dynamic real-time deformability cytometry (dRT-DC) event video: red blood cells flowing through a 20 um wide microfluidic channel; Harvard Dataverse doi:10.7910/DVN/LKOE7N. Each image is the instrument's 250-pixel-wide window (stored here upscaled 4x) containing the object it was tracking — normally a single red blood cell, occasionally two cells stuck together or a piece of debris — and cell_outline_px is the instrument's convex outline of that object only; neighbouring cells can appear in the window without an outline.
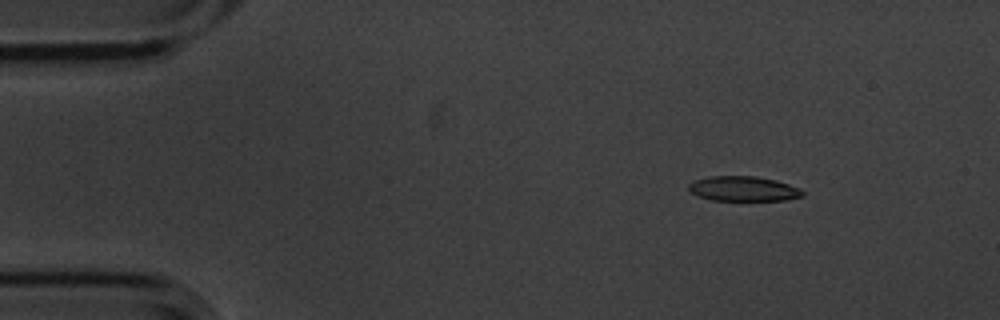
{"species": "common noctule bat (a hibernating species)", "species_latin": "Nyctalus noctula", "temperature_condition": "cold", "stored_images_in_passage": 7, "camera_frame_rate_fps": 3000, "um_per_image_px": 0.085, "animal": {"sex": "male", "body_mass_g": 20.1, "forearm_length_mm": 53.5}, "frame": {"image": 1, "passage_image": 2, "time_ms": 0.333, "image_size_px": [1000, 320], "cell_outline_px": [[804, 196], [784, 200], [712, 200], [688, 192], [688, 184], [692, 180], [708, 176], [756, 176], [776, 180], [800, 188], [804, 192]], "centroid_in_image_um": [63.16, 16.03], "position_along_channel_um": 21.8, "area_um2": 16.65}}
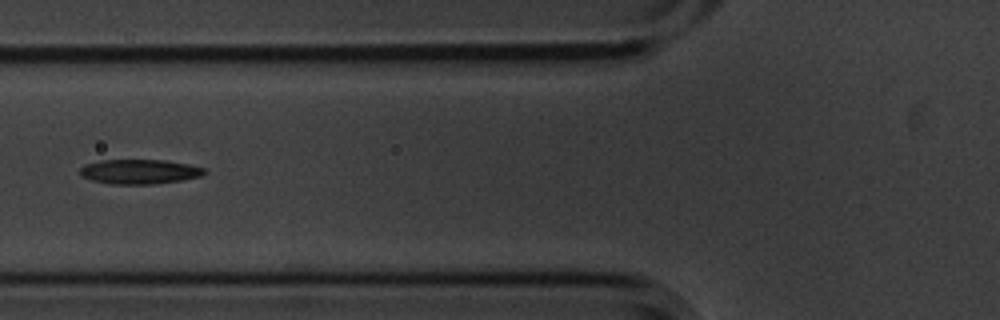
{"frame": {"image": 2, "passage_image": 6, "time_ms": 1.667, "image_size_px": [1000, 320], "cell_outline_px": [[204, 172], [200, 176], [180, 180], [152, 184], [108, 184], [92, 180], [80, 176], [80, 168], [84, 164], [100, 160], [164, 160], [188, 164], [204, 168]], "centroid_in_image_um": [11.78, 14.59], "position_along_channel_um": 114.0, "area_um2": 17.74}}
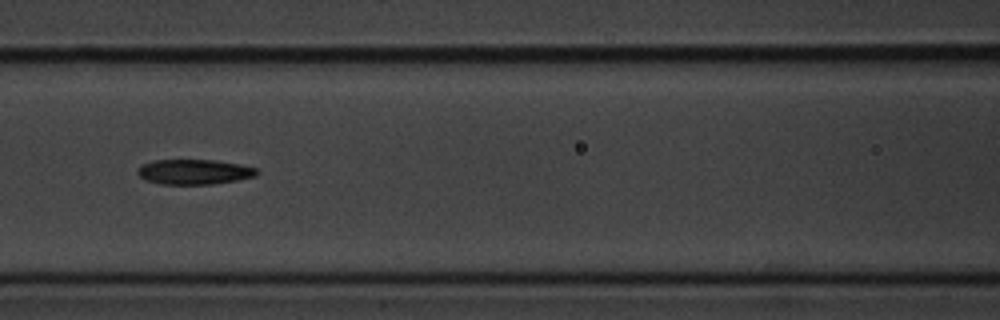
{"frame": {"image": 3, "passage_image": 7, "time_ms": 2.0, "image_size_px": [1000, 320], "cell_outline_px": [[260, 172], [256, 176], [236, 180], [212, 184], [160, 184], [144, 180], [136, 172], [144, 164], [156, 160], [216, 160], [240, 164], [256, 168]], "centroid_in_image_um": [16.53, 14.61], "position_along_channel_um": 150.1, "area_um2": 17.34}}